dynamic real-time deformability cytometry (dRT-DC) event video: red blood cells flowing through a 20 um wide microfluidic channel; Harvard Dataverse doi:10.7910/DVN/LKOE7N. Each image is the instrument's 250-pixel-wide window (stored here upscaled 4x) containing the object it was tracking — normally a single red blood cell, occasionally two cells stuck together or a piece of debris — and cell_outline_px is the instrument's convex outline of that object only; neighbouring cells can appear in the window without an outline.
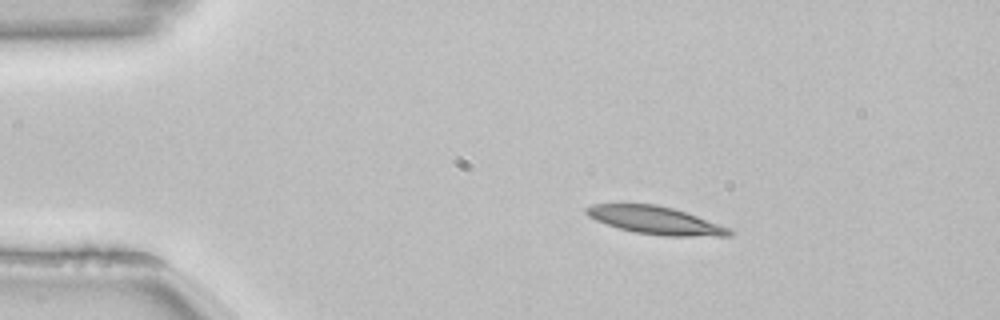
{"species": "common noctule bat (a hibernating species)", "species_latin": "Nyctalus noctula", "temperature_condition": "room temperature", "stored_images_in_passage": 45, "camera_frame_rate_fps": 3000, "um_per_image_px": 0.085, "animal": {"sex": "female", "body_mass_g": 22.7, "forearm_length_mm": 54.2}, "frame": {"image": 1, "passage_image": 1, "time_ms": 0.0, "image_size_px": [1000, 320], "cell_outline_px": [[736, 232], [732, 236], [664, 236], [636, 232], [620, 228], [596, 220], [588, 216], [584, 212], [584, 208], [592, 204], [656, 204], [672, 208], [696, 216], [728, 228]], "centroid_in_image_um": [55.7, 18.73], "position_along_channel_um": 29.3, "area_um2": 22.83}}
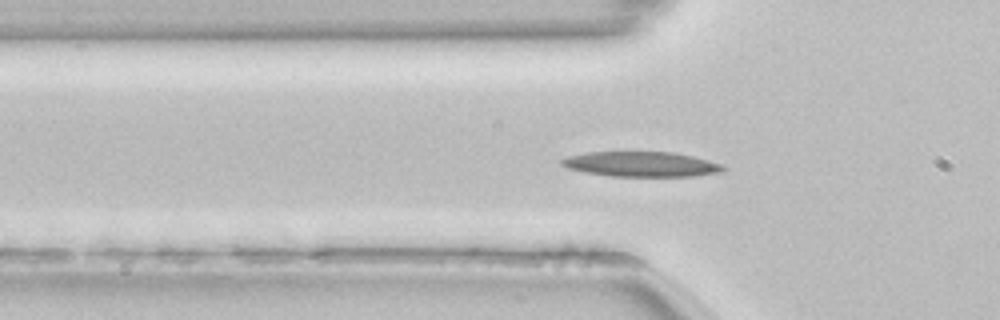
{"frame": {"image": 2, "passage_image": 9, "time_ms": 2.667, "image_size_px": [1000, 320], "cell_outline_px": [[728, 168], [724, 172], [692, 176], [612, 176], [584, 172], [568, 168], [560, 164], [560, 160], [568, 156], [588, 152], [672, 152], [692, 156], [720, 164]], "centroid_in_image_um": [54.51, 13.96], "position_along_channel_um": 71.3, "area_um2": 23.47}}
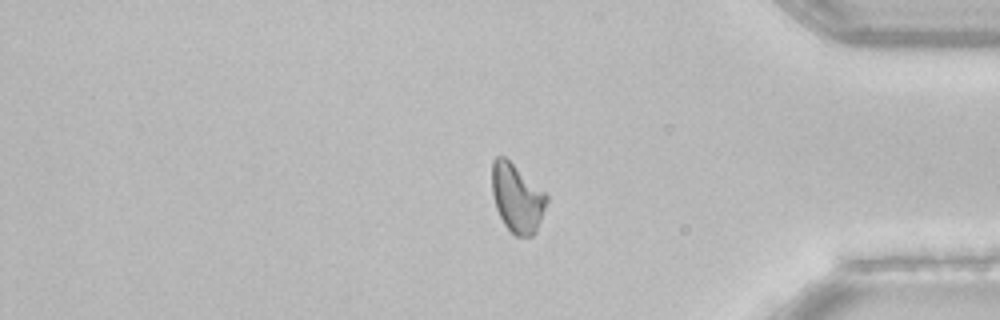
{"frame": {"image": 3, "passage_image": 36, "time_ms": 11.667, "image_size_px": [1000, 320], "cell_outline_px": [[548, 200], [536, 232], [532, 236], [516, 236], [504, 224], [496, 208], [492, 196], [492, 160], [496, 156], [504, 156], [548, 192]], "centroid_in_image_um": [43.97, 16.8], "position_along_channel_um": 391.2, "area_um2": 22.14}}